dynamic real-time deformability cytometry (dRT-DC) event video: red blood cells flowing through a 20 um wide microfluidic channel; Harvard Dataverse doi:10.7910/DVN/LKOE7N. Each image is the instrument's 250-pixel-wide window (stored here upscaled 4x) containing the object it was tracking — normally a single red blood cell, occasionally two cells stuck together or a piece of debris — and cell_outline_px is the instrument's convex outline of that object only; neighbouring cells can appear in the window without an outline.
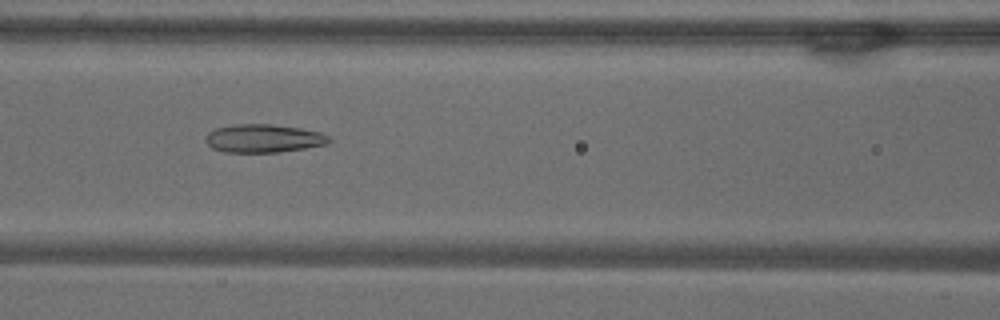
{"species": "common noctule bat (a hibernating species)", "species_latin": "Nyctalus noctula", "temperature_condition": "warm", "stored_images_in_passage": 55, "camera_frame_rate_fps": 3000, "um_per_image_px": 0.085, "animal": {"sex": "male", "body_mass_g": 18.8}, "frame": {"image": 1, "passage_image": 24, "time_ms": 7.667, "image_size_px": [1000, 320], "cell_outline_px": [[332, 140], [328, 144], [304, 148], [276, 152], [224, 152], [212, 148], [204, 140], [204, 136], [208, 132], [216, 128], [232, 124], [272, 124], [300, 128], [320, 132], [328, 136]], "centroid_in_image_um": [22.37, 11.76], "position_along_channel_um": 144.2, "area_um2": 20.4}}
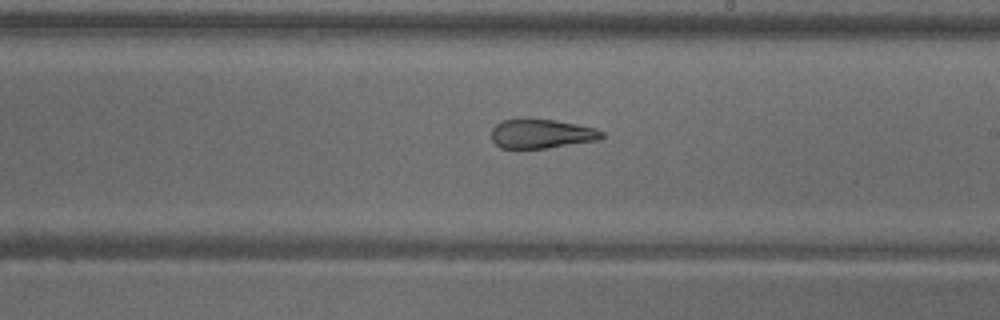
{"frame": {"image": 2, "passage_image": 32, "time_ms": 10.333, "image_size_px": [1000, 320], "cell_outline_px": [[604, 136], [596, 140], [548, 148], [500, 148], [492, 140], [492, 128], [496, 124], [504, 120], [524, 116], [528, 116], [556, 120], [596, 128], [604, 132]], "centroid_in_image_um": [45.99, 11.33], "position_along_channel_um": 243.0, "area_um2": 19.25}}
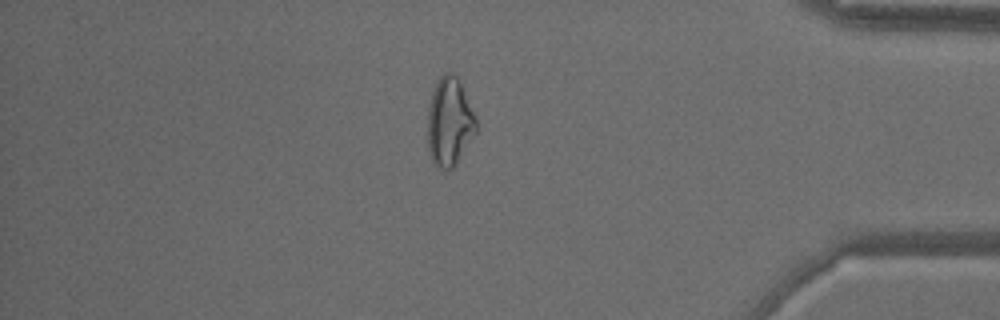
{"frame": {"image": 3, "passage_image": 47, "time_ms": 15.333, "image_size_px": [1000, 320], "cell_outline_px": [[476, 132], [456, 164], [452, 168], [436, 168], [432, 160], [428, 148], [428, 104], [432, 92], [440, 76], [444, 72], [452, 72], [460, 80], [476, 120]], "centroid_in_image_um": [38.19, 10.34], "position_along_channel_um": 397.0, "area_um2": 24.85}, "authors_computed_cell_mechanics": {"area_um2": 24.5072, "velocity_mm_per_s": 3.7125, "shape_relaxation_time_tau1_ms": null, "shape_relaxation_time_tau2_ms": 2.2895, "deformation_change_tau1": null, "deformation_change_tau2": 0.1087}}